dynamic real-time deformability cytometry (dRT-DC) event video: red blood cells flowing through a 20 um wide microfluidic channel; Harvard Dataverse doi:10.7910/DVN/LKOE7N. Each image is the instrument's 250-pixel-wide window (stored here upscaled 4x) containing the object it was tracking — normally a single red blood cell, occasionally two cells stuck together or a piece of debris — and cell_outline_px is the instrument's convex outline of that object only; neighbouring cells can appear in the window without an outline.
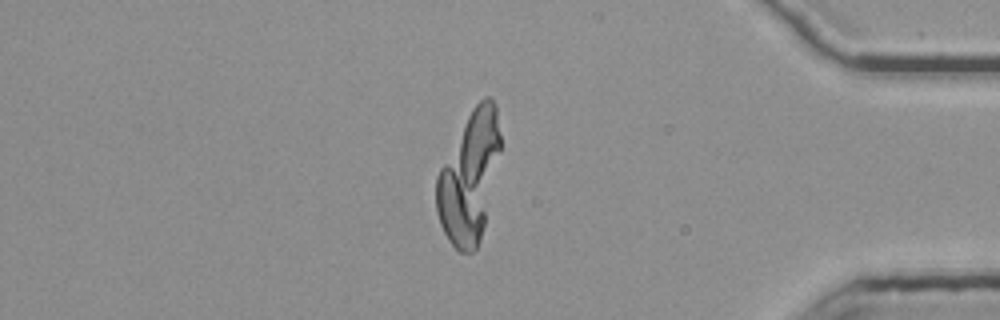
{"species": "common noctule bat (a hibernating species)", "species_latin": "Nyctalus noctula", "temperature_condition": "room temperature", "stored_images_in_passage": 50, "camera_frame_rate_fps": 3000, "um_per_image_px": 0.085, "animal": {"sex": "female", "body_mass_g": 25.1}, "frame": {"image": 1, "passage_image": 43, "time_ms": 14.0, "image_size_px": [1000, 320], "cell_outline_px": [[500, 148], [484, 224], [480, 240], [476, 248], [472, 252], [460, 252], [448, 240], [440, 224], [436, 212], [436, 176], [440, 168], [472, 108], [484, 96], [492, 96], [496, 104], [500, 136]], "centroid_in_image_um": [39.87, 15.05], "position_along_channel_um": 395.3, "area_um2": 47.74}}